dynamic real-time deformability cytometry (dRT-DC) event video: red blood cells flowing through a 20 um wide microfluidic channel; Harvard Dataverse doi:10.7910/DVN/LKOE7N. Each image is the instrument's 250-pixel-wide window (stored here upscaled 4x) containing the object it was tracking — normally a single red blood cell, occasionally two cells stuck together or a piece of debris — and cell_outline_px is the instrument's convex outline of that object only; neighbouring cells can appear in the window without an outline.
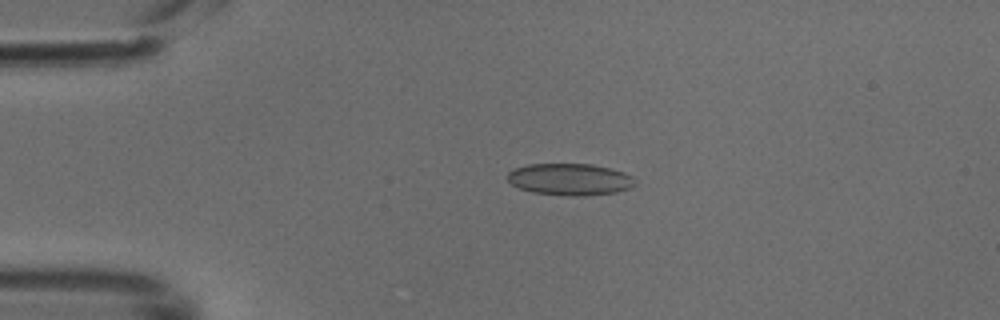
{"species": "common noctule bat (a hibernating species)", "species_latin": "Nyctalus noctula", "temperature_condition": "cold", "stored_images_in_passage": 46, "camera_frame_rate_fps": 3000, "um_per_image_px": 0.085, "animal": {"sex": "male", "body_mass_g": 18.8}, "frame": {"image": 1, "passage_image": 8, "time_ms": 2.333, "image_size_px": [1000, 320], "cell_outline_px": [[636, 184], [628, 188], [616, 192], [584, 196], [564, 196], [532, 192], [520, 188], [512, 184], [508, 180], [508, 172], [516, 168], [528, 164], [592, 164], [624, 172], [632, 176]], "centroid_in_image_um": [48.44, 15.25], "position_along_channel_um": 36.6, "area_um2": 23.58}}
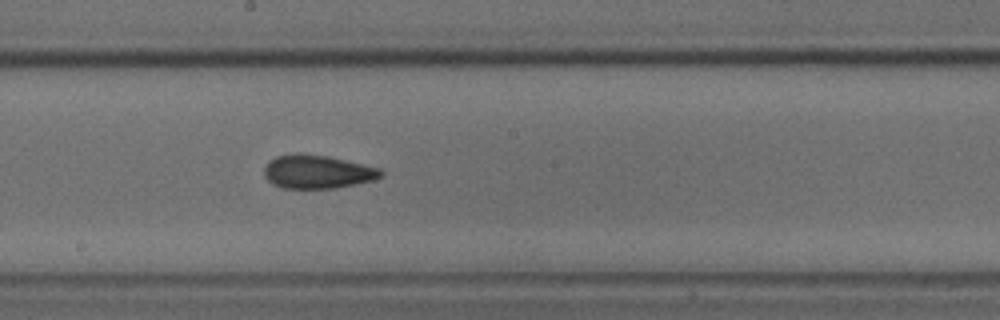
{"frame": {"image": 2, "passage_image": 24, "time_ms": 7.667, "image_size_px": [1000, 320], "cell_outline_px": [[384, 176], [372, 180], [336, 188], [280, 188], [272, 184], [264, 176], [264, 168], [268, 160], [276, 156], [328, 156], [380, 168], [384, 172]], "centroid_in_image_um": [26.99, 14.64], "position_along_channel_um": 221.2, "area_um2": 22.25}}
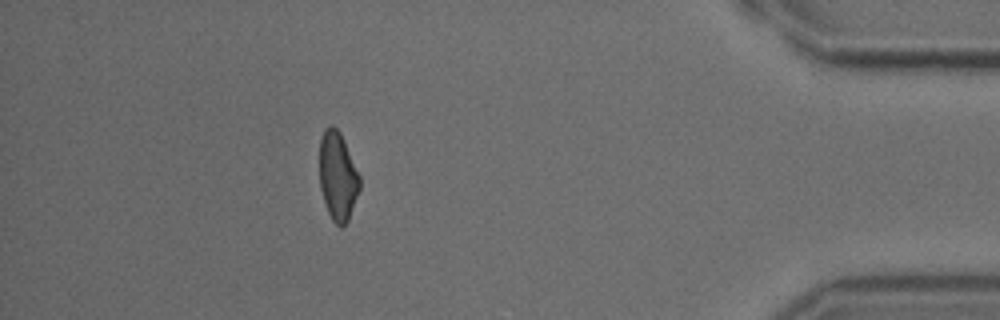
{"frame": {"image": 3, "passage_image": 41, "time_ms": 13.333, "image_size_px": [1000, 320], "cell_outline_px": [[360, 188], [348, 220], [340, 228], [332, 220], [328, 212], [320, 188], [320, 140], [324, 128], [332, 124], [340, 132], [360, 176]], "centroid_in_image_um": [28.7, 14.96], "position_along_channel_um": 406.5, "area_um2": 20.58}}